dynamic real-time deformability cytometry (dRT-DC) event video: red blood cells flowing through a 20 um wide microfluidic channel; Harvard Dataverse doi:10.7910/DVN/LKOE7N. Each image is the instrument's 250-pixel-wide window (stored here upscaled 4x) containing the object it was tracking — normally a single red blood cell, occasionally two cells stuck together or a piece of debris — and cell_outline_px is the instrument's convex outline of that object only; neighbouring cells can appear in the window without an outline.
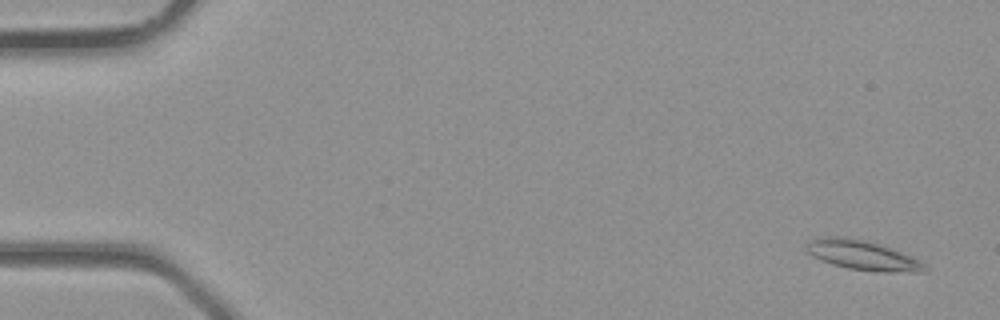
{"species": "common noctule bat (a hibernating species)", "species_latin": "Nyctalus noctula", "temperature_condition": "room temperature", "stored_images_in_passage": 4, "camera_frame_rate_fps": 3000, "um_per_image_px": 0.085, "animal": {"sex": "male", "body_mass_g": 23.1, "forearm_length_mm": 52.7}, "frame": {"image": 1, "passage_image": 1, "time_ms": 0.0, "image_size_px": [1000, 320], "cell_outline_px": [[928, 268], [924, 272], [884, 272], [848, 268], [832, 264], [812, 256], [808, 252], [804, 244], [812, 236], [844, 236], [864, 240], [900, 252], [920, 260]], "centroid_in_image_um": [73.23, 21.68], "position_along_channel_um": 11.8, "area_um2": 20.4}}